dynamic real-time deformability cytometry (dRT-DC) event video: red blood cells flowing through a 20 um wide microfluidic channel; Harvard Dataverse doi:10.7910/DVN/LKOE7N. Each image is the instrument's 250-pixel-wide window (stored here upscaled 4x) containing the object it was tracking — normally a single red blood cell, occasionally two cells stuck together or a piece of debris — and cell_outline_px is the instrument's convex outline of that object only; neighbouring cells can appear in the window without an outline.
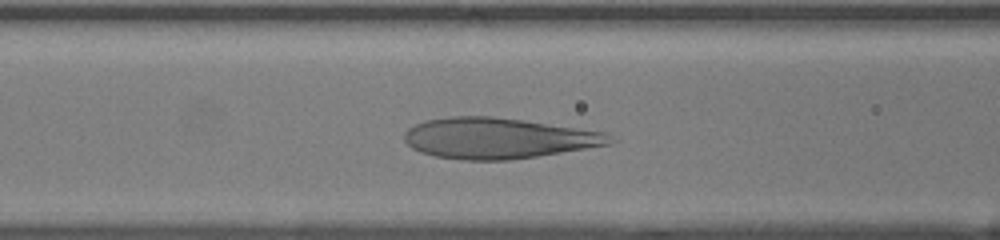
{"species": "human", "species_latin": "Homo sapiens", "temperature_condition": "room temperature", "stored_images_in_passage": 31, "camera_frame_rate_fps": 3000, "um_per_image_px": 0.085, "donor": {"sex": "female"}, "frame": {"image": 1, "passage_image": 11, "time_ms": 3.333, "image_size_px": [1000, 240], "cell_outline_px": [[620, 140], [612, 144], [536, 156], [508, 160], [464, 160], [436, 156], [420, 152], [412, 148], [404, 140], [404, 132], [408, 128], [424, 120], [452, 116], [492, 116], [604, 132]], "centroid_in_image_um": [42.33, 11.75], "position_along_channel_um": 124.3, "area_um2": 48.61}}
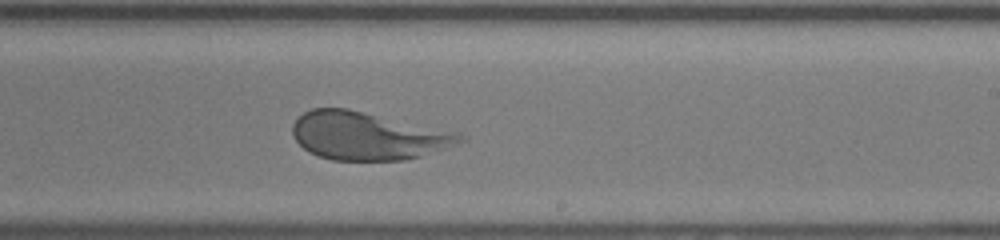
{"frame": {"image": 2, "passage_image": 20, "time_ms": 6.333, "image_size_px": [1000, 240], "cell_outline_px": [[468, 140], [420, 156], [404, 160], [332, 160], [308, 152], [292, 136], [292, 124], [304, 112], [312, 108], [348, 108], [460, 132], [468, 136]], "centroid_in_image_um": [31.28, 11.54], "position_along_channel_um": 257.7, "area_um2": 46.99}}
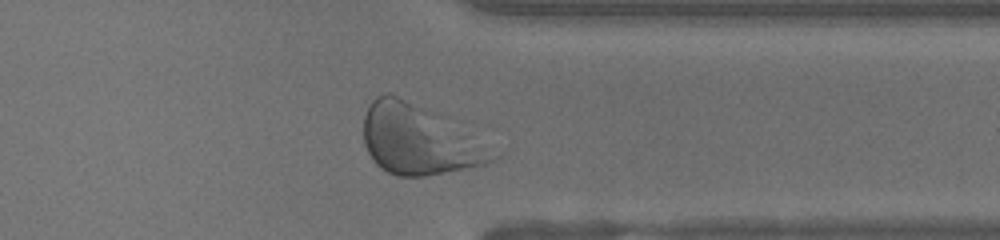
{"frame": {"image": 3, "passage_image": 28, "time_ms": 9.0, "image_size_px": [1000, 240], "cell_outline_px": [[492, 160], [484, 164], [468, 168], [424, 176], [396, 176], [380, 168], [372, 160], [364, 144], [364, 116], [372, 100], [376, 96], [388, 92], [420, 108]], "centroid_in_image_um": [35.18, 11.95], "position_along_channel_um": 376.2, "area_um2": 46.93}}